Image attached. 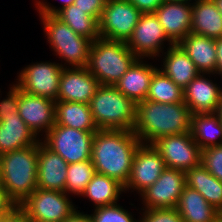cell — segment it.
<instances>
[{
	"instance_id": "1",
	"label": "cell",
	"mask_w": 222,
	"mask_h": 222,
	"mask_svg": "<svg viewBox=\"0 0 222 222\" xmlns=\"http://www.w3.org/2000/svg\"><path fill=\"white\" fill-rule=\"evenodd\" d=\"M141 144L133 131L99 129L92 141L91 161L98 174L123 186L130 176L134 154Z\"/></svg>"
},
{
	"instance_id": "2",
	"label": "cell",
	"mask_w": 222,
	"mask_h": 222,
	"mask_svg": "<svg viewBox=\"0 0 222 222\" xmlns=\"http://www.w3.org/2000/svg\"><path fill=\"white\" fill-rule=\"evenodd\" d=\"M191 113L184 102L173 104L149 100L136 105V121L133 132L141 143L153 144L164 136L190 131Z\"/></svg>"
},
{
	"instance_id": "3",
	"label": "cell",
	"mask_w": 222,
	"mask_h": 222,
	"mask_svg": "<svg viewBox=\"0 0 222 222\" xmlns=\"http://www.w3.org/2000/svg\"><path fill=\"white\" fill-rule=\"evenodd\" d=\"M0 164L1 185L19 206L37 189V144L1 155Z\"/></svg>"
},
{
	"instance_id": "4",
	"label": "cell",
	"mask_w": 222,
	"mask_h": 222,
	"mask_svg": "<svg viewBox=\"0 0 222 222\" xmlns=\"http://www.w3.org/2000/svg\"><path fill=\"white\" fill-rule=\"evenodd\" d=\"M89 105L98 129L133 131L137 104L115 85H100Z\"/></svg>"
},
{
	"instance_id": "5",
	"label": "cell",
	"mask_w": 222,
	"mask_h": 222,
	"mask_svg": "<svg viewBox=\"0 0 222 222\" xmlns=\"http://www.w3.org/2000/svg\"><path fill=\"white\" fill-rule=\"evenodd\" d=\"M137 59L126 42L99 38L91 45L87 68L101 85H115Z\"/></svg>"
},
{
	"instance_id": "6",
	"label": "cell",
	"mask_w": 222,
	"mask_h": 222,
	"mask_svg": "<svg viewBox=\"0 0 222 222\" xmlns=\"http://www.w3.org/2000/svg\"><path fill=\"white\" fill-rule=\"evenodd\" d=\"M44 33L47 36L51 48L65 61L63 67H87L90 55V48L93 41L74 32L66 23L62 22L55 15L39 14Z\"/></svg>"
},
{
	"instance_id": "7",
	"label": "cell",
	"mask_w": 222,
	"mask_h": 222,
	"mask_svg": "<svg viewBox=\"0 0 222 222\" xmlns=\"http://www.w3.org/2000/svg\"><path fill=\"white\" fill-rule=\"evenodd\" d=\"M94 134L55 124L41 141L71 164L91 159Z\"/></svg>"
},
{
	"instance_id": "8",
	"label": "cell",
	"mask_w": 222,
	"mask_h": 222,
	"mask_svg": "<svg viewBox=\"0 0 222 222\" xmlns=\"http://www.w3.org/2000/svg\"><path fill=\"white\" fill-rule=\"evenodd\" d=\"M141 14L129 0H107L99 20L100 38L127 42Z\"/></svg>"
},
{
	"instance_id": "9",
	"label": "cell",
	"mask_w": 222,
	"mask_h": 222,
	"mask_svg": "<svg viewBox=\"0 0 222 222\" xmlns=\"http://www.w3.org/2000/svg\"><path fill=\"white\" fill-rule=\"evenodd\" d=\"M67 195L65 192L37 188L19 206L32 222H63L76 210Z\"/></svg>"
},
{
	"instance_id": "10",
	"label": "cell",
	"mask_w": 222,
	"mask_h": 222,
	"mask_svg": "<svg viewBox=\"0 0 222 222\" xmlns=\"http://www.w3.org/2000/svg\"><path fill=\"white\" fill-rule=\"evenodd\" d=\"M63 66L55 62H36L24 67L16 85L20 90L57 101Z\"/></svg>"
},
{
	"instance_id": "11",
	"label": "cell",
	"mask_w": 222,
	"mask_h": 222,
	"mask_svg": "<svg viewBox=\"0 0 222 222\" xmlns=\"http://www.w3.org/2000/svg\"><path fill=\"white\" fill-rule=\"evenodd\" d=\"M165 161L167 168L183 172L201 164L202 150L191 132L159 138L153 143Z\"/></svg>"
},
{
	"instance_id": "12",
	"label": "cell",
	"mask_w": 222,
	"mask_h": 222,
	"mask_svg": "<svg viewBox=\"0 0 222 222\" xmlns=\"http://www.w3.org/2000/svg\"><path fill=\"white\" fill-rule=\"evenodd\" d=\"M164 41L169 43V47L173 45L155 13H142L126 45L138 58L150 59L162 57L159 55L163 54Z\"/></svg>"
},
{
	"instance_id": "13",
	"label": "cell",
	"mask_w": 222,
	"mask_h": 222,
	"mask_svg": "<svg viewBox=\"0 0 222 222\" xmlns=\"http://www.w3.org/2000/svg\"><path fill=\"white\" fill-rule=\"evenodd\" d=\"M165 168V161L153 144L141 143L134 154L130 176L124 190L133 189L141 194L159 179Z\"/></svg>"
},
{
	"instance_id": "14",
	"label": "cell",
	"mask_w": 222,
	"mask_h": 222,
	"mask_svg": "<svg viewBox=\"0 0 222 222\" xmlns=\"http://www.w3.org/2000/svg\"><path fill=\"white\" fill-rule=\"evenodd\" d=\"M185 185V172L166 167L159 179L140 194L144 208H176Z\"/></svg>"
},
{
	"instance_id": "15",
	"label": "cell",
	"mask_w": 222,
	"mask_h": 222,
	"mask_svg": "<svg viewBox=\"0 0 222 222\" xmlns=\"http://www.w3.org/2000/svg\"><path fill=\"white\" fill-rule=\"evenodd\" d=\"M68 67V68H67ZM64 67L60 76L57 101L90 104L100 82L87 67Z\"/></svg>"
},
{
	"instance_id": "16",
	"label": "cell",
	"mask_w": 222,
	"mask_h": 222,
	"mask_svg": "<svg viewBox=\"0 0 222 222\" xmlns=\"http://www.w3.org/2000/svg\"><path fill=\"white\" fill-rule=\"evenodd\" d=\"M56 101L28 94L19 89L18 113L37 137L40 131H48L55 125Z\"/></svg>"
},
{
	"instance_id": "17",
	"label": "cell",
	"mask_w": 222,
	"mask_h": 222,
	"mask_svg": "<svg viewBox=\"0 0 222 222\" xmlns=\"http://www.w3.org/2000/svg\"><path fill=\"white\" fill-rule=\"evenodd\" d=\"M37 188L65 192L68 163L41 140L37 143Z\"/></svg>"
},
{
	"instance_id": "18",
	"label": "cell",
	"mask_w": 222,
	"mask_h": 222,
	"mask_svg": "<svg viewBox=\"0 0 222 222\" xmlns=\"http://www.w3.org/2000/svg\"><path fill=\"white\" fill-rule=\"evenodd\" d=\"M206 75L210 73H199L183 90L184 103L191 115L215 113L220 102L222 88L206 78Z\"/></svg>"
},
{
	"instance_id": "19",
	"label": "cell",
	"mask_w": 222,
	"mask_h": 222,
	"mask_svg": "<svg viewBox=\"0 0 222 222\" xmlns=\"http://www.w3.org/2000/svg\"><path fill=\"white\" fill-rule=\"evenodd\" d=\"M154 13L173 44H178L190 33L192 2H163Z\"/></svg>"
},
{
	"instance_id": "20",
	"label": "cell",
	"mask_w": 222,
	"mask_h": 222,
	"mask_svg": "<svg viewBox=\"0 0 222 222\" xmlns=\"http://www.w3.org/2000/svg\"><path fill=\"white\" fill-rule=\"evenodd\" d=\"M40 140L39 136L36 137L29 129L19 113H13L0 121V156L30 145H36Z\"/></svg>"
},
{
	"instance_id": "21",
	"label": "cell",
	"mask_w": 222,
	"mask_h": 222,
	"mask_svg": "<svg viewBox=\"0 0 222 222\" xmlns=\"http://www.w3.org/2000/svg\"><path fill=\"white\" fill-rule=\"evenodd\" d=\"M157 69L138 58L115 86L122 94L137 104L146 100L152 76Z\"/></svg>"
},
{
	"instance_id": "22",
	"label": "cell",
	"mask_w": 222,
	"mask_h": 222,
	"mask_svg": "<svg viewBox=\"0 0 222 222\" xmlns=\"http://www.w3.org/2000/svg\"><path fill=\"white\" fill-rule=\"evenodd\" d=\"M178 45L187 53L200 73L216 72V39L189 33Z\"/></svg>"
},
{
	"instance_id": "23",
	"label": "cell",
	"mask_w": 222,
	"mask_h": 222,
	"mask_svg": "<svg viewBox=\"0 0 222 222\" xmlns=\"http://www.w3.org/2000/svg\"><path fill=\"white\" fill-rule=\"evenodd\" d=\"M177 211L184 222H217L222 213L209 204L195 189L184 186L180 195Z\"/></svg>"
},
{
	"instance_id": "24",
	"label": "cell",
	"mask_w": 222,
	"mask_h": 222,
	"mask_svg": "<svg viewBox=\"0 0 222 222\" xmlns=\"http://www.w3.org/2000/svg\"><path fill=\"white\" fill-rule=\"evenodd\" d=\"M166 50L163 65H161L163 68L161 67L160 70L184 90L200 72L178 44H173Z\"/></svg>"
},
{
	"instance_id": "25",
	"label": "cell",
	"mask_w": 222,
	"mask_h": 222,
	"mask_svg": "<svg viewBox=\"0 0 222 222\" xmlns=\"http://www.w3.org/2000/svg\"><path fill=\"white\" fill-rule=\"evenodd\" d=\"M192 3L191 33L209 38L222 37V14L213 0H194Z\"/></svg>"
},
{
	"instance_id": "26",
	"label": "cell",
	"mask_w": 222,
	"mask_h": 222,
	"mask_svg": "<svg viewBox=\"0 0 222 222\" xmlns=\"http://www.w3.org/2000/svg\"><path fill=\"white\" fill-rule=\"evenodd\" d=\"M55 124L82 131L96 132V126L89 104L56 101Z\"/></svg>"
},
{
	"instance_id": "27",
	"label": "cell",
	"mask_w": 222,
	"mask_h": 222,
	"mask_svg": "<svg viewBox=\"0 0 222 222\" xmlns=\"http://www.w3.org/2000/svg\"><path fill=\"white\" fill-rule=\"evenodd\" d=\"M188 187L197 190L206 201L222 213V181L212 175L202 164L185 172Z\"/></svg>"
},
{
	"instance_id": "28",
	"label": "cell",
	"mask_w": 222,
	"mask_h": 222,
	"mask_svg": "<svg viewBox=\"0 0 222 222\" xmlns=\"http://www.w3.org/2000/svg\"><path fill=\"white\" fill-rule=\"evenodd\" d=\"M190 132L201 150L222 145V124L214 113L191 115Z\"/></svg>"
},
{
	"instance_id": "29",
	"label": "cell",
	"mask_w": 222,
	"mask_h": 222,
	"mask_svg": "<svg viewBox=\"0 0 222 222\" xmlns=\"http://www.w3.org/2000/svg\"><path fill=\"white\" fill-rule=\"evenodd\" d=\"M124 191V186L106 175L95 173L81 196L89 198L97 207L113 205Z\"/></svg>"
},
{
	"instance_id": "30",
	"label": "cell",
	"mask_w": 222,
	"mask_h": 222,
	"mask_svg": "<svg viewBox=\"0 0 222 222\" xmlns=\"http://www.w3.org/2000/svg\"><path fill=\"white\" fill-rule=\"evenodd\" d=\"M55 16L66 23L74 32L93 42L100 38L99 22L75 4L59 10Z\"/></svg>"
},
{
	"instance_id": "31",
	"label": "cell",
	"mask_w": 222,
	"mask_h": 222,
	"mask_svg": "<svg viewBox=\"0 0 222 222\" xmlns=\"http://www.w3.org/2000/svg\"><path fill=\"white\" fill-rule=\"evenodd\" d=\"M146 100L168 104L184 102L183 89L158 68L152 76Z\"/></svg>"
},
{
	"instance_id": "32",
	"label": "cell",
	"mask_w": 222,
	"mask_h": 222,
	"mask_svg": "<svg viewBox=\"0 0 222 222\" xmlns=\"http://www.w3.org/2000/svg\"><path fill=\"white\" fill-rule=\"evenodd\" d=\"M95 173L91 159L68 164L65 184V193L68 194V197L70 193L81 196Z\"/></svg>"
},
{
	"instance_id": "33",
	"label": "cell",
	"mask_w": 222,
	"mask_h": 222,
	"mask_svg": "<svg viewBox=\"0 0 222 222\" xmlns=\"http://www.w3.org/2000/svg\"><path fill=\"white\" fill-rule=\"evenodd\" d=\"M132 213H128L119 204L97 207L93 214L89 215L92 222H139L132 217Z\"/></svg>"
},
{
	"instance_id": "34",
	"label": "cell",
	"mask_w": 222,
	"mask_h": 222,
	"mask_svg": "<svg viewBox=\"0 0 222 222\" xmlns=\"http://www.w3.org/2000/svg\"><path fill=\"white\" fill-rule=\"evenodd\" d=\"M201 164L218 180L222 181V145L202 150Z\"/></svg>"
},
{
	"instance_id": "35",
	"label": "cell",
	"mask_w": 222,
	"mask_h": 222,
	"mask_svg": "<svg viewBox=\"0 0 222 222\" xmlns=\"http://www.w3.org/2000/svg\"><path fill=\"white\" fill-rule=\"evenodd\" d=\"M139 222H184L176 208H143Z\"/></svg>"
},
{
	"instance_id": "36",
	"label": "cell",
	"mask_w": 222,
	"mask_h": 222,
	"mask_svg": "<svg viewBox=\"0 0 222 222\" xmlns=\"http://www.w3.org/2000/svg\"><path fill=\"white\" fill-rule=\"evenodd\" d=\"M10 86V90L7 93L8 97L0 102V121H2L6 116L18 113L19 87L16 83Z\"/></svg>"
},
{
	"instance_id": "37",
	"label": "cell",
	"mask_w": 222,
	"mask_h": 222,
	"mask_svg": "<svg viewBox=\"0 0 222 222\" xmlns=\"http://www.w3.org/2000/svg\"><path fill=\"white\" fill-rule=\"evenodd\" d=\"M107 0H74V4L85 13L94 17L98 22Z\"/></svg>"
},
{
	"instance_id": "38",
	"label": "cell",
	"mask_w": 222,
	"mask_h": 222,
	"mask_svg": "<svg viewBox=\"0 0 222 222\" xmlns=\"http://www.w3.org/2000/svg\"><path fill=\"white\" fill-rule=\"evenodd\" d=\"M141 13H154L163 0H129Z\"/></svg>"
},
{
	"instance_id": "39",
	"label": "cell",
	"mask_w": 222,
	"mask_h": 222,
	"mask_svg": "<svg viewBox=\"0 0 222 222\" xmlns=\"http://www.w3.org/2000/svg\"><path fill=\"white\" fill-rule=\"evenodd\" d=\"M62 7L57 8L56 6H52L47 2L44 1H36V8L39 10V14H49L55 15L59 10L74 4V0H61Z\"/></svg>"
},
{
	"instance_id": "40",
	"label": "cell",
	"mask_w": 222,
	"mask_h": 222,
	"mask_svg": "<svg viewBox=\"0 0 222 222\" xmlns=\"http://www.w3.org/2000/svg\"><path fill=\"white\" fill-rule=\"evenodd\" d=\"M5 222H32L27 213L17 206L6 218Z\"/></svg>"
},
{
	"instance_id": "41",
	"label": "cell",
	"mask_w": 222,
	"mask_h": 222,
	"mask_svg": "<svg viewBox=\"0 0 222 222\" xmlns=\"http://www.w3.org/2000/svg\"><path fill=\"white\" fill-rule=\"evenodd\" d=\"M16 204L8 197L6 190L0 184V214L8 213Z\"/></svg>"
},
{
	"instance_id": "42",
	"label": "cell",
	"mask_w": 222,
	"mask_h": 222,
	"mask_svg": "<svg viewBox=\"0 0 222 222\" xmlns=\"http://www.w3.org/2000/svg\"><path fill=\"white\" fill-rule=\"evenodd\" d=\"M63 222H92L89 214H84L79 210H75L69 217H67Z\"/></svg>"
},
{
	"instance_id": "43",
	"label": "cell",
	"mask_w": 222,
	"mask_h": 222,
	"mask_svg": "<svg viewBox=\"0 0 222 222\" xmlns=\"http://www.w3.org/2000/svg\"><path fill=\"white\" fill-rule=\"evenodd\" d=\"M216 56L217 65L215 73L222 76V37L216 39Z\"/></svg>"
},
{
	"instance_id": "44",
	"label": "cell",
	"mask_w": 222,
	"mask_h": 222,
	"mask_svg": "<svg viewBox=\"0 0 222 222\" xmlns=\"http://www.w3.org/2000/svg\"><path fill=\"white\" fill-rule=\"evenodd\" d=\"M214 114L218 117L219 121L222 124V96L220 98V102L218 103L216 111H215Z\"/></svg>"
},
{
	"instance_id": "45",
	"label": "cell",
	"mask_w": 222,
	"mask_h": 222,
	"mask_svg": "<svg viewBox=\"0 0 222 222\" xmlns=\"http://www.w3.org/2000/svg\"><path fill=\"white\" fill-rule=\"evenodd\" d=\"M18 205H15L8 213H1L0 214V222H5L7 216L17 207Z\"/></svg>"
},
{
	"instance_id": "46",
	"label": "cell",
	"mask_w": 222,
	"mask_h": 222,
	"mask_svg": "<svg viewBox=\"0 0 222 222\" xmlns=\"http://www.w3.org/2000/svg\"><path fill=\"white\" fill-rule=\"evenodd\" d=\"M213 2L215 3L219 12L222 14V0H213Z\"/></svg>"
},
{
	"instance_id": "47",
	"label": "cell",
	"mask_w": 222,
	"mask_h": 222,
	"mask_svg": "<svg viewBox=\"0 0 222 222\" xmlns=\"http://www.w3.org/2000/svg\"><path fill=\"white\" fill-rule=\"evenodd\" d=\"M164 2H171V3H176V2H190L191 0H163Z\"/></svg>"
},
{
	"instance_id": "48",
	"label": "cell",
	"mask_w": 222,
	"mask_h": 222,
	"mask_svg": "<svg viewBox=\"0 0 222 222\" xmlns=\"http://www.w3.org/2000/svg\"><path fill=\"white\" fill-rule=\"evenodd\" d=\"M0 184H1V164H0Z\"/></svg>"
}]
</instances>
